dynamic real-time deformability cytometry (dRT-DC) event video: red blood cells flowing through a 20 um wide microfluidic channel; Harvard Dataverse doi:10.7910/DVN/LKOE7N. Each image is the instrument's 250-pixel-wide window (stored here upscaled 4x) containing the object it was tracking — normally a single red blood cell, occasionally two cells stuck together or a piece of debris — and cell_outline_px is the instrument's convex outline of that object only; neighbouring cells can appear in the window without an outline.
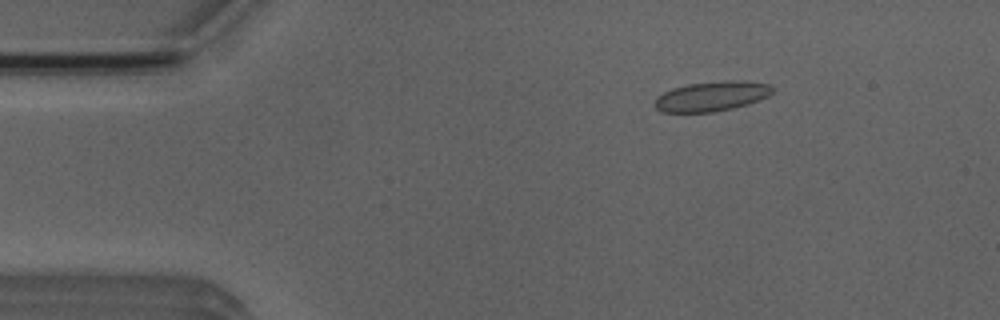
{"species": "Egyptian fruit bat (a non-hibernating species)", "species_latin": "Rousettus aegyptiacus", "temperature_condition": "room temperature", "stored_images_in_passage": 5, "camera_frame_rate_fps": 3000, "um_per_image_px": 0.085, "animal": {"sex": "male"}, "frame": {"image": 1, "passage_image": 3, "time_ms": 2.333, "image_size_px": [1000, 320], "cell_outline_px": [[772, 92], [768, 96], [760, 100], [748, 104], [732, 108], [712, 112], [664, 112], [656, 108], [652, 104], [656, 96], [672, 88], [688, 84], [724, 80], [744, 80], [768, 84], [772, 88]], "centroid_in_image_um": [60.47, 8.17], "position_along_channel_um": 24.5, "area_um2": 20.58}}